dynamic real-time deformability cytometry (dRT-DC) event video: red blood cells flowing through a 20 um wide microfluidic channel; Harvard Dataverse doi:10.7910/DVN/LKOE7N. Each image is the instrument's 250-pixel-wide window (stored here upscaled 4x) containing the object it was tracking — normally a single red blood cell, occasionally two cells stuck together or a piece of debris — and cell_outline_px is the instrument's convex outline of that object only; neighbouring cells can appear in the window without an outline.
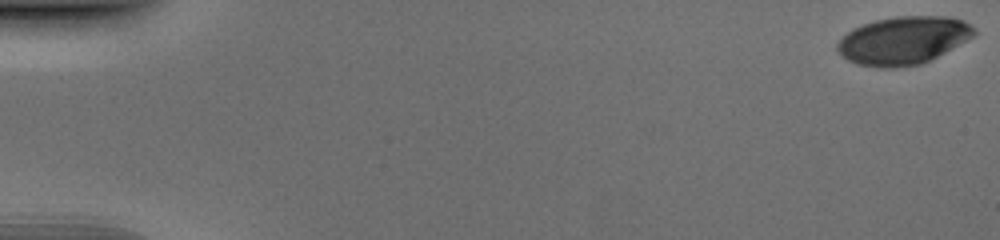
{"species": "human", "species_latin": "Homo sapiens", "temperature_condition": "cold", "stored_images_in_passage": 53, "camera_frame_rate_fps": 3000, "um_per_image_px": 0.085, "donor": {"sex": "male"}, "frame": {"image": 1, "passage_image": 1, "time_ms": 0.0, "image_size_px": [1000, 240], "cell_outline_px": [[976, 32], [972, 36], [944, 52], [920, 64], [892, 68], [880, 68], [856, 64], [848, 60], [836, 48], [836, 44], [852, 28], [876, 20], [896, 16], [952, 16], [964, 20]], "centroid_in_image_um": [76.74, 3.43], "position_along_channel_um": 8.3, "area_um2": 37.69}}
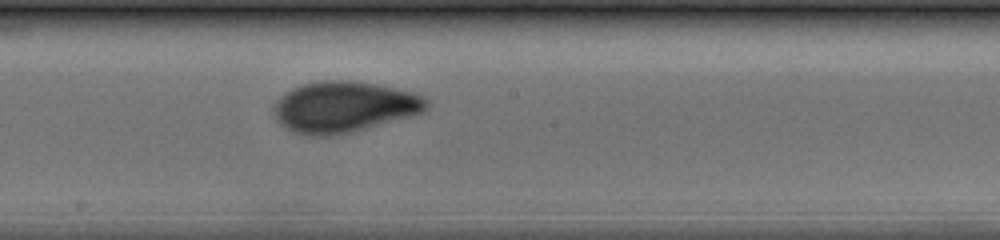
{"frame": {"image": 2, "passage_image": 30, "time_ms": 9.667, "image_size_px": [1000, 240], "cell_outline_px": [[428, 108], [424, 112], [412, 116], [340, 136], [308, 136], [292, 132], [280, 124], [276, 120], [272, 108], [272, 104], [284, 92], [292, 88], [304, 84], [324, 80], [352, 80], [376, 84], [416, 92], [424, 96], [428, 100]], "centroid_in_image_um": [29.24, 9.1], "position_along_channel_um": 219.0, "area_um2": 46.36}}
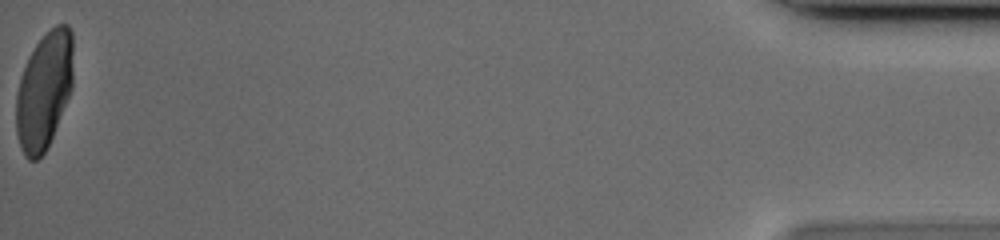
{"frame": {"image": 3, "passage_image": 53, "time_ms": 17.333, "image_size_px": [1000, 240], "cell_outline_px": [[72, 88], [48, 148], [36, 160], [28, 160], [24, 156], [20, 148], [16, 136], [16, 92], [20, 76], [28, 56], [36, 44], [56, 24], [68, 24], [72, 32]], "centroid_in_image_um": [3.73, 7.73], "position_along_channel_um": 431.5, "area_um2": 39.19}}